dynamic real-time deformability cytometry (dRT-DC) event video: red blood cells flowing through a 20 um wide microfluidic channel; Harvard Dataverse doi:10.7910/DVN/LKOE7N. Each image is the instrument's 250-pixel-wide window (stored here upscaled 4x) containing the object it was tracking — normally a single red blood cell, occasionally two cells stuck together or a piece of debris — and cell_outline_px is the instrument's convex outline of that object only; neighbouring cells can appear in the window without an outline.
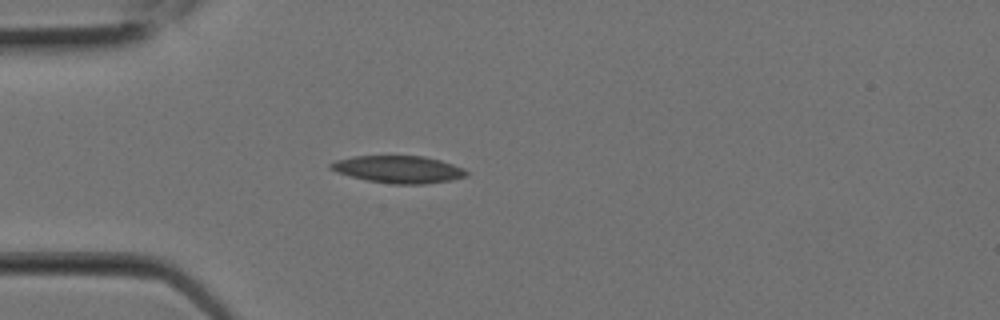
{"species": "Egyptian fruit bat (a non-hibernating species)", "species_latin": "Rousettus aegyptiacus", "temperature_condition": "room temperature", "stored_images_in_passage": 5, "camera_frame_rate_fps": 3000, "um_per_image_px": 0.085, "animal": {"sex": "female"}, "frame": {"image": 1, "passage_image": 2, "time_ms": 0.333, "image_size_px": [1000, 320], "cell_outline_px": [[468, 176], [452, 180], [424, 184], [392, 184], [368, 180], [336, 172], [328, 168], [328, 164], [336, 160], [352, 156], [424, 156], [440, 160], [464, 168], [468, 172]], "centroid_in_image_um": [33.88, 14.39], "position_along_channel_um": 51.1, "area_um2": 21.62}}
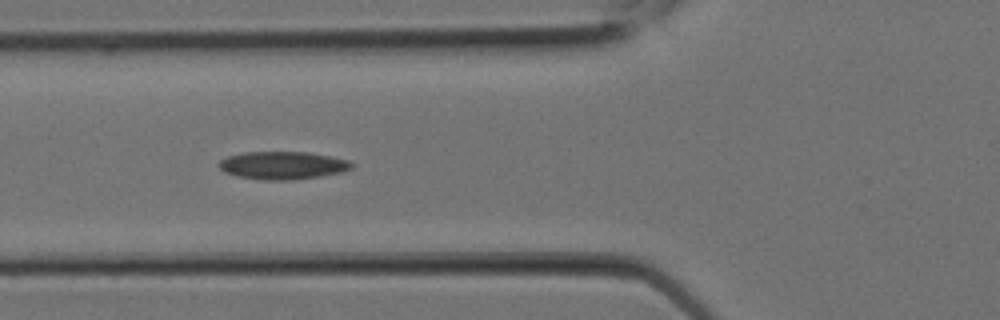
{"frame": {"image": 2, "passage_image": 4, "time_ms": 1.0, "image_size_px": [1000, 320], "cell_outline_px": [[356, 164], [352, 168], [340, 172], [320, 176], [292, 180], [264, 180], [236, 176], [224, 172], [216, 164], [220, 160], [228, 156], [244, 152], [308, 152], [348, 160]], "centroid_in_image_um": [24.0, 14.06], "position_along_channel_um": 101.8, "area_um2": 21.56}}
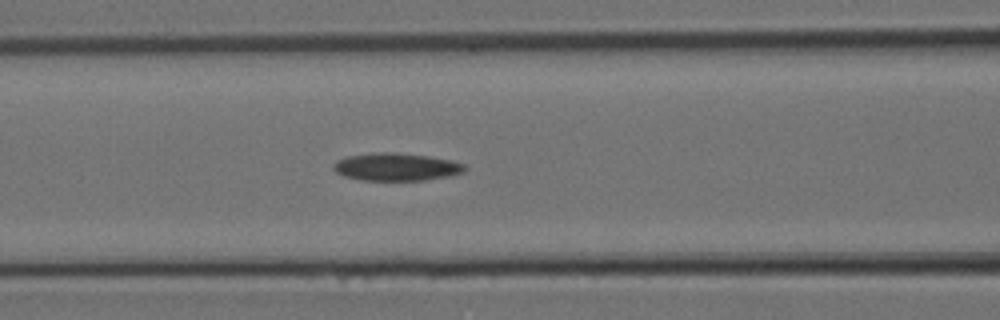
{"frame": {"image": 3, "passage_image": 5, "time_ms": 1.333, "image_size_px": [1000, 320], "cell_outline_px": [[468, 168], [464, 172], [448, 176], [424, 180], [360, 180], [344, 176], [336, 172], [332, 168], [332, 164], [336, 160], [348, 156], [372, 152], [396, 152], [428, 156], [452, 160], [464, 164]], "centroid_in_image_um": [33.67, 14.18], "position_along_channel_um": 132.9, "area_um2": 21.39}}